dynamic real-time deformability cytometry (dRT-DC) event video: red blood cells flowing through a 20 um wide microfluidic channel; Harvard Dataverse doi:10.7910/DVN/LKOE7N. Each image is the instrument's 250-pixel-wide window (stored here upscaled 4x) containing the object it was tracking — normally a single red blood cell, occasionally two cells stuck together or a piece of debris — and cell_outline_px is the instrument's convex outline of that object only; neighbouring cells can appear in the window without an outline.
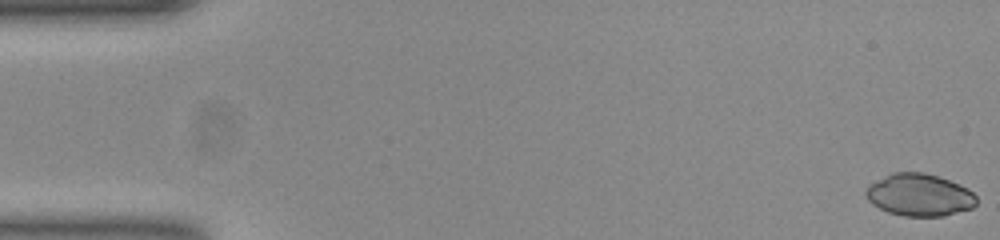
{"species": "common noctule bat (a hibernating species)", "species_latin": "Nyctalus noctula", "temperature_condition": "room temperature", "stored_images_in_passage": 53, "camera_frame_rate_fps": 3000, "um_per_image_px": 0.085, "animal": {"sex": "female", "body_mass_g": 23.0, "forearm_length_mm": 53.4}, "frame": {"image": 1, "passage_image": 1, "time_ms": 0.0, "image_size_px": [1000, 240], "cell_outline_px": [[976, 204], [972, 208], [944, 216], [904, 216], [888, 212], [872, 204], [868, 200], [864, 192], [868, 184], [892, 172], [924, 172], [948, 180], [968, 188], [976, 196]], "centroid_in_image_um": [78.12, 16.57], "position_along_channel_um": 6.9, "area_um2": 27.28}}
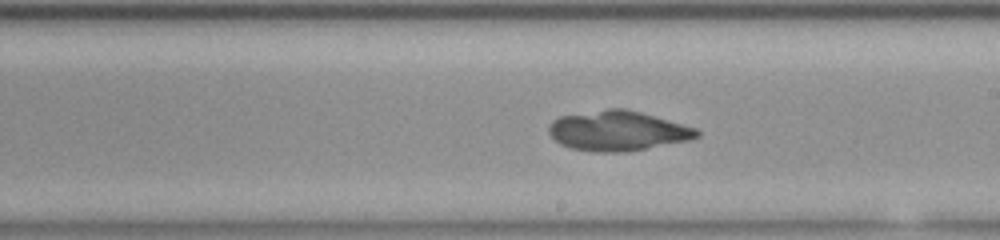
{"frame": {"image": 2, "passage_image": 30, "time_ms": 9.667, "image_size_px": [1000, 240], "cell_outline_px": [[700, 136], [692, 140], [624, 152], [592, 152], [572, 148], [560, 144], [548, 132], [548, 128], [552, 120], [560, 116], [608, 108], [624, 108], [640, 112], [696, 128], [700, 132]], "centroid_in_image_um": [52.51, 11.12], "position_along_channel_um": 236.5, "area_um2": 34.39}}
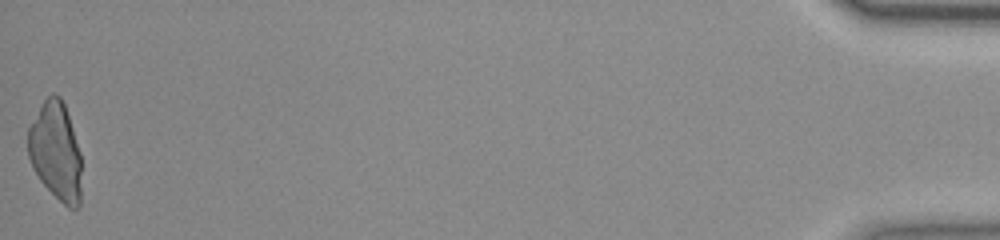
{"frame": {"image": 3, "passage_image": 53, "time_ms": 17.333, "image_size_px": [1000, 240], "cell_outline_px": [[80, 208], [68, 208], [40, 180], [28, 156], [28, 128], [44, 100], [52, 92], [60, 96], [64, 104], [80, 152]], "centroid_in_image_um": [4.74, 12.85], "position_along_channel_um": 430.5, "area_um2": 30.0}}